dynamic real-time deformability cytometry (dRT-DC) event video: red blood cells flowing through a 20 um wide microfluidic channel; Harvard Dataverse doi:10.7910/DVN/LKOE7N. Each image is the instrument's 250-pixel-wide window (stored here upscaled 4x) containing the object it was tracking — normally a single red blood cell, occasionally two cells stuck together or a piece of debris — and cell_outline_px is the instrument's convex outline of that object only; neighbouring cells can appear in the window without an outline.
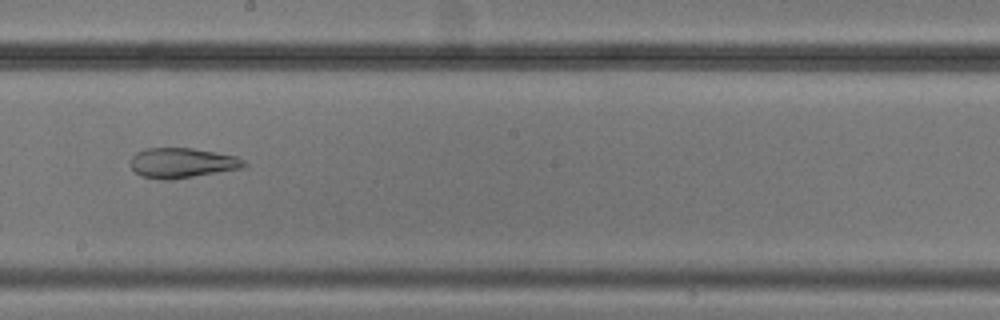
{"species": "common noctule bat (a hibernating species)", "species_latin": "Nyctalus noctula", "temperature_condition": "cold", "stored_images_in_passage": 13, "camera_frame_rate_fps": 3000, "um_per_image_px": 0.085, "animal": {"sex": "male", "body_mass_g": 20.5, "forearm_length_mm": 52.5}, "frame": {"image": 1, "passage_image": 8, "time_ms": 9.0, "image_size_px": [1000, 320], "cell_outline_px": [[248, 164], [244, 168], [172, 180], [160, 180], [140, 176], [132, 168], [132, 156], [136, 152], [144, 148], [192, 148], [216, 152], [236, 156], [244, 160]], "centroid_in_image_um": [15.5, 13.85], "position_along_channel_um": 232.7, "area_um2": 20.06}, "authors_computed_cell_mechanics": {"area_um2": 27.8596, "velocity_mm_per_s": 3.6935, "shape_relaxation_time_tau1_ms": null, "shape_relaxation_time_tau2_ms": 2.5681, "deformation_change_tau1": null, "deformation_change_tau2": 0.0843}}